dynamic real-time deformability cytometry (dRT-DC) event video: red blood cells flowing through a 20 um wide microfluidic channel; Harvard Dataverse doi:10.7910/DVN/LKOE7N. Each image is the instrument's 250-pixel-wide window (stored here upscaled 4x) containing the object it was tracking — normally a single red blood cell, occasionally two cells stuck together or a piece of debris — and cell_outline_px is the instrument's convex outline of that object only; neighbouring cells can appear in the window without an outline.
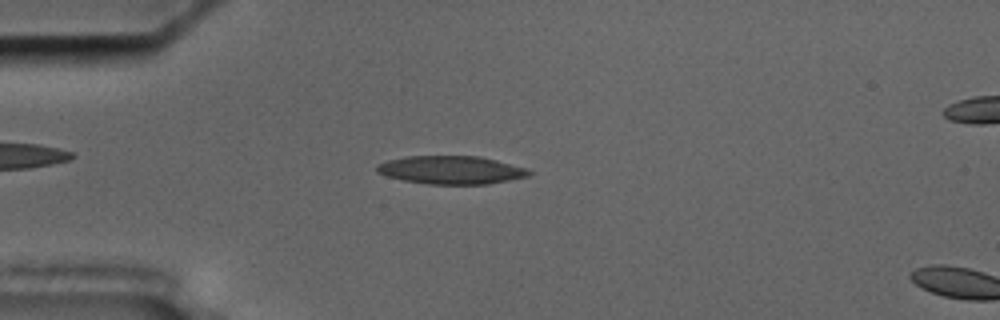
{"species": "common noctule bat (a hibernating species)", "species_latin": "Nyctalus noctula", "temperature_condition": "cold", "stored_images_in_passage": 15, "camera_frame_rate_fps": 3000, "um_per_image_px": 0.085, "animal": {"sex": "male", "body_mass_g": 17.5, "forearm_length_mm": 52.3}, "frame": {"image": 1, "passage_image": 13, "time_ms": 4.0, "image_size_px": [1000, 320], "cell_outline_px": [[532, 172], [528, 176], [488, 184], [428, 184], [404, 180], [388, 176], [376, 172], [376, 164], [388, 160], [404, 156], [480, 156], [528, 168]], "centroid_in_image_um": [38.34, 14.44], "position_along_channel_um": 46.7, "area_um2": 24.97}}